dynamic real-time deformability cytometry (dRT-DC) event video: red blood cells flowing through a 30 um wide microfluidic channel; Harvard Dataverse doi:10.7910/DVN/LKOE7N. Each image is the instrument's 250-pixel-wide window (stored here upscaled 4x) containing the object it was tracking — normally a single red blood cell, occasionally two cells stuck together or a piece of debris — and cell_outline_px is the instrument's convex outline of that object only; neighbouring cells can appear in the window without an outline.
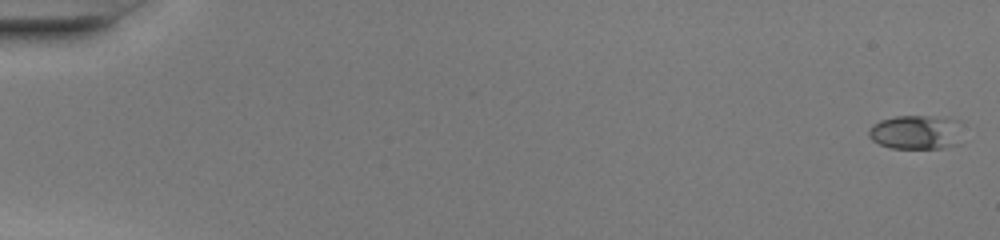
{"species": "common noctule bat (a hibernating species)", "species_latin": "Nyctalus noctula", "temperature_condition": "warm", "stored_images_in_passage": 50, "camera_frame_rate_fps": 3000, "um_per_image_px": 0.085, "animal": {"sex": "female", "body_mass_g": 20.0, "forearm_length_mm": 54.0}, "frame": {"image": 1, "passage_image": 1, "time_ms": 0.0, "image_size_px": [1000, 240], "cell_outline_px": [[960, 144], [944, 148], [892, 148], [880, 144], [872, 140], [868, 136], [868, 128], [872, 124], [880, 120], [896, 116], [928, 116], [960, 120]], "centroid_in_image_um": [77.86, 11.24], "position_along_channel_um": 7.1, "area_um2": 18.9}}
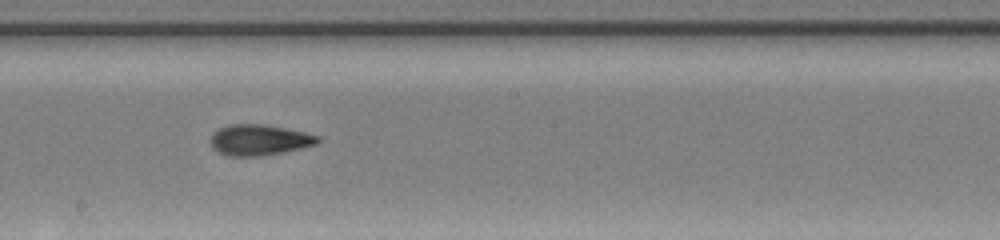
{"frame": {"image": 2, "passage_image": 29, "time_ms": 9.333, "image_size_px": [1000, 240], "cell_outline_px": [[324, 140], [316, 144], [300, 148], [260, 156], [228, 156], [212, 148], [208, 140], [220, 128], [228, 124], [264, 124], [304, 132], [320, 136]], "centroid_in_image_um": [22.04, 11.89], "position_along_channel_um": 226.2, "area_um2": 19.19}}
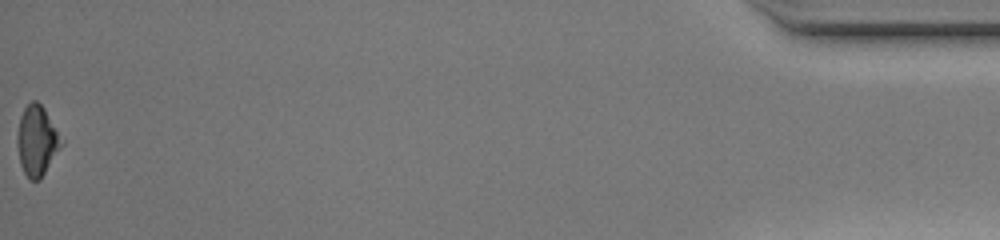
{"frame": {"image": 3, "passage_image": 50, "time_ms": 16.333, "image_size_px": [1000, 240], "cell_outline_px": [[64, 144], [40, 180], [32, 180], [24, 172], [20, 164], [16, 144], [16, 136], [20, 116], [24, 108], [32, 100], [36, 100], [44, 108], [64, 140]], "centroid_in_image_um": [3.15, 11.96], "position_along_channel_um": 432.1, "area_um2": 18.26}, "authors_computed_cell_mechanics": {"area_um2": 18.2937, "velocity_mm_per_s": 4.2644, "shape_relaxation_time_tau1_ms": 5.1113, "shape_relaxation_time_tau2_ms": 2.0656, "deformation_change_tau1": 0.186, "deformation_change_tau2": 0.0847}}